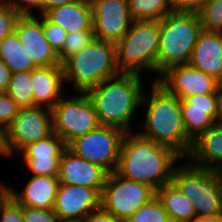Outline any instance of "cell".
<instances>
[{
    "label": "cell",
    "mask_w": 222,
    "mask_h": 222,
    "mask_svg": "<svg viewBox=\"0 0 222 222\" xmlns=\"http://www.w3.org/2000/svg\"><path fill=\"white\" fill-rule=\"evenodd\" d=\"M220 172V178H221V181H222V171H219Z\"/></svg>",
    "instance_id": "f6af8a7d"
},
{
    "label": "cell",
    "mask_w": 222,
    "mask_h": 222,
    "mask_svg": "<svg viewBox=\"0 0 222 222\" xmlns=\"http://www.w3.org/2000/svg\"><path fill=\"white\" fill-rule=\"evenodd\" d=\"M90 4L95 39L116 44L134 22L128 0H90Z\"/></svg>",
    "instance_id": "7c38bea8"
},
{
    "label": "cell",
    "mask_w": 222,
    "mask_h": 222,
    "mask_svg": "<svg viewBox=\"0 0 222 222\" xmlns=\"http://www.w3.org/2000/svg\"><path fill=\"white\" fill-rule=\"evenodd\" d=\"M108 174L101 166L75 155L66 148L61 155L57 178L59 184L93 188L101 195Z\"/></svg>",
    "instance_id": "e0dca14e"
},
{
    "label": "cell",
    "mask_w": 222,
    "mask_h": 222,
    "mask_svg": "<svg viewBox=\"0 0 222 222\" xmlns=\"http://www.w3.org/2000/svg\"><path fill=\"white\" fill-rule=\"evenodd\" d=\"M21 192L6 185V190L21 206L53 209L59 180L57 176L31 175Z\"/></svg>",
    "instance_id": "44dd1931"
},
{
    "label": "cell",
    "mask_w": 222,
    "mask_h": 222,
    "mask_svg": "<svg viewBox=\"0 0 222 222\" xmlns=\"http://www.w3.org/2000/svg\"><path fill=\"white\" fill-rule=\"evenodd\" d=\"M2 2L20 16L43 15V5L45 4V0H2Z\"/></svg>",
    "instance_id": "d6a6232c"
},
{
    "label": "cell",
    "mask_w": 222,
    "mask_h": 222,
    "mask_svg": "<svg viewBox=\"0 0 222 222\" xmlns=\"http://www.w3.org/2000/svg\"><path fill=\"white\" fill-rule=\"evenodd\" d=\"M44 16L52 23L63 27L67 34L75 31H93L90 0H76L52 8Z\"/></svg>",
    "instance_id": "603a6c76"
},
{
    "label": "cell",
    "mask_w": 222,
    "mask_h": 222,
    "mask_svg": "<svg viewBox=\"0 0 222 222\" xmlns=\"http://www.w3.org/2000/svg\"><path fill=\"white\" fill-rule=\"evenodd\" d=\"M186 159L194 166L222 171V123L216 122L194 139Z\"/></svg>",
    "instance_id": "7402d4cb"
},
{
    "label": "cell",
    "mask_w": 222,
    "mask_h": 222,
    "mask_svg": "<svg viewBox=\"0 0 222 222\" xmlns=\"http://www.w3.org/2000/svg\"><path fill=\"white\" fill-rule=\"evenodd\" d=\"M125 131L111 126H99L71 141L67 148L75 155L101 166L109 174L117 170L121 143Z\"/></svg>",
    "instance_id": "30bf717a"
},
{
    "label": "cell",
    "mask_w": 222,
    "mask_h": 222,
    "mask_svg": "<svg viewBox=\"0 0 222 222\" xmlns=\"http://www.w3.org/2000/svg\"><path fill=\"white\" fill-rule=\"evenodd\" d=\"M126 222H172L161 201L155 196L143 204Z\"/></svg>",
    "instance_id": "f1b7e54d"
},
{
    "label": "cell",
    "mask_w": 222,
    "mask_h": 222,
    "mask_svg": "<svg viewBox=\"0 0 222 222\" xmlns=\"http://www.w3.org/2000/svg\"><path fill=\"white\" fill-rule=\"evenodd\" d=\"M188 64L222 83V32L203 30Z\"/></svg>",
    "instance_id": "ffe728a7"
},
{
    "label": "cell",
    "mask_w": 222,
    "mask_h": 222,
    "mask_svg": "<svg viewBox=\"0 0 222 222\" xmlns=\"http://www.w3.org/2000/svg\"><path fill=\"white\" fill-rule=\"evenodd\" d=\"M115 46L116 63L121 73L143 76L154 73L156 75L149 79L157 81L159 21H134Z\"/></svg>",
    "instance_id": "8992f818"
},
{
    "label": "cell",
    "mask_w": 222,
    "mask_h": 222,
    "mask_svg": "<svg viewBox=\"0 0 222 222\" xmlns=\"http://www.w3.org/2000/svg\"><path fill=\"white\" fill-rule=\"evenodd\" d=\"M20 108L6 92H0V127L4 131L9 127Z\"/></svg>",
    "instance_id": "836d02e7"
},
{
    "label": "cell",
    "mask_w": 222,
    "mask_h": 222,
    "mask_svg": "<svg viewBox=\"0 0 222 222\" xmlns=\"http://www.w3.org/2000/svg\"><path fill=\"white\" fill-rule=\"evenodd\" d=\"M183 160L175 166L170 182L189 198L196 218L222 214L220 172L194 166L186 158Z\"/></svg>",
    "instance_id": "52a82bcc"
},
{
    "label": "cell",
    "mask_w": 222,
    "mask_h": 222,
    "mask_svg": "<svg viewBox=\"0 0 222 222\" xmlns=\"http://www.w3.org/2000/svg\"><path fill=\"white\" fill-rule=\"evenodd\" d=\"M156 196L172 222H192L196 218L189 198L180 193L171 182L157 190Z\"/></svg>",
    "instance_id": "cb8c5ba5"
},
{
    "label": "cell",
    "mask_w": 222,
    "mask_h": 222,
    "mask_svg": "<svg viewBox=\"0 0 222 222\" xmlns=\"http://www.w3.org/2000/svg\"><path fill=\"white\" fill-rule=\"evenodd\" d=\"M156 82L179 100L192 95L216 94L219 85L216 79L188 63L169 67Z\"/></svg>",
    "instance_id": "4fadbf2b"
},
{
    "label": "cell",
    "mask_w": 222,
    "mask_h": 222,
    "mask_svg": "<svg viewBox=\"0 0 222 222\" xmlns=\"http://www.w3.org/2000/svg\"><path fill=\"white\" fill-rule=\"evenodd\" d=\"M0 156L5 157V131L0 127Z\"/></svg>",
    "instance_id": "7bdbcfd3"
},
{
    "label": "cell",
    "mask_w": 222,
    "mask_h": 222,
    "mask_svg": "<svg viewBox=\"0 0 222 222\" xmlns=\"http://www.w3.org/2000/svg\"><path fill=\"white\" fill-rule=\"evenodd\" d=\"M134 21H160L172 13L169 0H128Z\"/></svg>",
    "instance_id": "484cf974"
},
{
    "label": "cell",
    "mask_w": 222,
    "mask_h": 222,
    "mask_svg": "<svg viewBox=\"0 0 222 222\" xmlns=\"http://www.w3.org/2000/svg\"><path fill=\"white\" fill-rule=\"evenodd\" d=\"M68 93L72 94L71 91H68L51 109L53 132L66 145L100 126L88 95L74 92L68 96Z\"/></svg>",
    "instance_id": "ba28073f"
},
{
    "label": "cell",
    "mask_w": 222,
    "mask_h": 222,
    "mask_svg": "<svg viewBox=\"0 0 222 222\" xmlns=\"http://www.w3.org/2000/svg\"><path fill=\"white\" fill-rule=\"evenodd\" d=\"M156 196V191L145 184L108 174L100 196V206L118 221L126 222L143 204Z\"/></svg>",
    "instance_id": "9c48e42d"
},
{
    "label": "cell",
    "mask_w": 222,
    "mask_h": 222,
    "mask_svg": "<svg viewBox=\"0 0 222 222\" xmlns=\"http://www.w3.org/2000/svg\"><path fill=\"white\" fill-rule=\"evenodd\" d=\"M76 0H45V4L43 5V15L50 9L62 6L65 4H69Z\"/></svg>",
    "instance_id": "ab89813d"
},
{
    "label": "cell",
    "mask_w": 222,
    "mask_h": 222,
    "mask_svg": "<svg viewBox=\"0 0 222 222\" xmlns=\"http://www.w3.org/2000/svg\"><path fill=\"white\" fill-rule=\"evenodd\" d=\"M67 148L65 142L52 133L45 139L28 144L17 156L22 155V161L30 171V175L57 176L63 151ZM29 170V171H28Z\"/></svg>",
    "instance_id": "9a60e30c"
},
{
    "label": "cell",
    "mask_w": 222,
    "mask_h": 222,
    "mask_svg": "<svg viewBox=\"0 0 222 222\" xmlns=\"http://www.w3.org/2000/svg\"><path fill=\"white\" fill-rule=\"evenodd\" d=\"M11 74V70L0 59V92H6L8 90Z\"/></svg>",
    "instance_id": "f35d334b"
},
{
    "label": "cell",
    "mask_w": 222,
    "mask_h": 222,
    "mask_svg": "<svg viewBox=\"0 0 222 222\" xmlns=\"http://www.w3.org/2000/svg\"><path fill=\"white\" fill-rule=\"evenodd\" d=\"M197 14L204 31L222 32V0H206Z\"/></svg>",
    "instance_id": "83f0119b"
},
{
    "label": "cell",
    "mask_w": 222,
    "mask_h": 222,
    "mask_svg": "<svg viewBox=\"0 0 222 222\" xmlns=\"http://www.w3.org/2000/svg\"><path fill=\"white\" fill-rule=\"evenodd\" d=\"M150 88L145 90L142 104L146 114L144 120L138 121L142 137L155 143L168 146L186 158L192 147L193 141L185 131L180 100L169 94L156 81L151 80Z\"/></svg>",
    "instance_id": "7a4b0ae2"
},
{
    "label": "cell",
    "mask_w": 222,
    "mask_h": 222,
    "mask_svg": "<svg viewBox=\"0 0 222 222\" xmlns=\"http://www.w3.org/2000/svg\"><path fill=\"white\" fill-rule=\"evenodd\" d=\"M0 59L12 73L27 72L38 68L22 46L15 32L7 35L0 42Z\"/></svg>",
    "instance_id": "d4e9b609"
},
{
    "label": "cell",
    "mask_w": 222,
    "mask_h": 222,
    "mask_svg": "<svg viewBox=\"0 0 222 222\" xmlns=\"http://www.w3.org/2000/svg\"><path fill=\"white\" fill-rule=\"evenodd\" d=\"M42 21L43 33L51 47L58 54L66 39L67 32L63 27L49 21L44 15H37Z\"/></svg>",
    "instance_id": "1f68e13d"
},
{
    "label": "cell",
    "mask_w": 222,
    "mask_h": 222,
    "mask_svg": "<svg viewBox=\"0 0 222 222\" xmlns=\"http://www.w3.org/2000/svg\"><path fill=\"white\" fill-rule=\"evenodd\" d=\"M82 222H120L112 214L105 211L101 206L90 212Z\"/></svg>",
    "instance_id": "74e56055"
},
{
    "label": "cell",
    "mask_w": 222,
    "mask_h": 222,
    "mask_svg": "<svg viewBox=\"0 0 222 222\" xmlns=\"http://www.w3.org/2000/svg\"><path fill=\"white\" fill-rule=\"evenodd\" d=\"M202 31L197 13L172 12L159 21L157 80L169 67L189 63Z\"/></svg>",
    "instance_id": "5b68a950"
},
{
    "label": "cell",
    "mask_w": 222,
    "mask_h": 222,
    "mask_svg": "<svg viewBox=\"0 0 222 222\" xmlns=\"http://www.w3.org/2000/svg\"><path fill=\"white\" fill-rule=\"evenodd\" d=\"M14 32L37 67L61 65L58 54L44 36L42 21L37 15L20 16Z\"/></svg>",
    "instance_id": "2e32d148"
},
{
    "label": "cell",
    "mask_w": 222,
    "mask_h": 222,
    "mask_svg": "<svg viewBox=\"0 0 222 222\" xmlns=\"http://www.w3.org/2000/svg\"><path fill=\"white\" fill-rule=\"evenodd\" d=\"M0 222H24L23 206L7 190L0 196Z\"/></svg>",
    "instance_id": "4dcf8cb0"
},
{
    "label": "cell",
    "mask_w": 222,
    "mask_h": 222,
    "mask_svg": "<svg viewBox=\"0 0 222 222\" xmlns=\"http://www.w3.org/2000/svg\"><path fill=\"white\" fill-rule=\"evenodd\" d=\"M187 136L193 141L216 123V94L192 95L180 100Z\"/></svg>",
    "instance_id": "ac0fdd59"
},
{
    "label": "cell",
    "mask_w": 222,
    "mask_h": 222,
    "mask_svg": "<svg viewBox=\"0 0 222 222\" xmlns=\"http://www.w3.org/2000/svg\"><path fill=\"white\" fill-rule=\"evenodd\" d=\"M30 77L34 107H44L51 110L67 93L62 65L38 67L30 71Z\"/></svg>",
    "instance_id": "d6986e66"
},
{
    "label": "cell",
    "mask_w": 222,
    "mask_h": 222,
    "mask_svg": "<svg viewBox=\"0 0 222 222\" xmlns=\"http://www.w3.org/2000/svg\"><path fill=\"white\" fill-rule=\"evenodd\" d=\"M206 0H169L172 12L198 13Z\"/></svg>",
    "instance_id": "8d00e7d4"
},
{
    "label": "cell",
    "mask_w": 222,
    "mask_h": 222,
    "mask_svg": "<svg viewBox=\"0 0 222 222\" xmlns=\"http://www.w3.org/2000/svg\"><path fill=\"white\" fill-rule=\"evenodd\" d=\"M6 93L21 107H34L30 71L12 73Z\"/></svg>",
    "instance_id": "4316f807"
},
{
    "label": "cell",
    "mask_w": 222,
    "mask_h": 222,
    "mask_svg": "<svg viewBox=\"0 0 222 222\" xmlns=\"http://www.w3.org/2000/svg\"><path fill=\"white\" fill-rule=\"evenodd\" d=\"M24 222H60L53 209H36L23 206Z\"/></svg>",
    "instance_id": "d590c367"
},
{
    "label": "cell",
    "mask_w": 222,
    "mask_h": 222,
    "mask_svg": "<svg viewBox=\"0 0 222 222\" xmlns=\"http://www.w3.org/2000/svg\"><path fill=\"white\" fill-rule=\"evenodd\" d=\"M94 39L93 31H75L68 33L62 49L58 53L60 64L62 65L69 57L77 54L81 49L88 46Z\"/></svg>",
    "instance_id": "f546056e"
},
{
    "label": "cell",
    "mask_w": 222,
    "mask_h": 222,
    "mask_svg": "<svg viewBox=\"0 0 222 222\" xmlns=\"http://www.w3.org/2000/svg\"><path fill=\"white\" fill-rule=\"evenodd\" d=\"M183 158L172 148L127 132L121 143L116 172L155 191L170 183L175 166Z\"/></svg>",
    "instance_id": "6da1fadb"
},
{
    "label": "cell",
    "mask_w": 222,
    "mask_h": 222,
    "mask_svg": "<svg viewBox=\"0 0 222 222\" xmlns=\"http://www.w3.org/2000/svg\"><path fill=\"white\" fill-rule=\"evenodd\" d=\"M142 78L134 73H120L85 92L101 126L116 127L126 133L134 131L132 121L137 109L142 108L146 87Z\"/></svg>",
    "instance_id": "3957f363"
},
{
    "label": "cell",
    "mask_w": 222,
    "mask_h": 222,
    "mask_svg": "<svg viewBox=\"0 0 222 222\" xmlns=\"http://www.w3.org/2000/svg\"><path fill=\"white\" fill-rule=\"evenodd\" d=\"M217 114H216V122L222 123V83H219L217 91Z\"/></svg>",
    "instance_id": "60d3db41"
},
{
    "label": "cell",
    "mask_w": 222,
    "mask_h": 222,
    "mask_svg": "<svg viewBox=\"0 0 222 222\" xmlns=\"http://www.w3.org/2000/svg\"><path fill=\"white\" fill-rule=\"evenodd\" d=\"M53 133L52 111L44 107L20 108L5 130V158L17 155L28 144Z\"/></svg>",
    "instance_id": "8fae6325"
},
{
    "label": "cell",
    "mask_w": 222,
    "mask_h": 222,
    "mask_svg": "<svg viewBox=\"0 0 222 222\" xmlns=\"http://www.w3.org/2000/svg\"><path fill=\"white\" fill-rule=\"evenodd\" d=\"M192 222H222V214L195 218Z\"/></svg>",
    "instance_id": "b9f144b4"
},
{
    "label": "cell",
    "mask_w": 222,
    "mask_h": 222,
    "mask_svg": "<svg viewBox=\"0 0 222 222\" xmlns=\"http://www.w3.org/2000/svg\"><path fill=\"white\" fill-rule=\"evenodd\" d=\"M6 191L5 182H0V196Z\"/></svg>",
    "instance_id": "ee69618b"
},
{
    "label": "cell",
    "mask_w": 222,
    "mask_h": 222,
    "mask_svg": "<svg viewBox=\"0 0 222 222\" xmlns=\"http://www.w3.org/2000/svg\"><path fill=\"white\" fill-rule=\"evenodd\" d=\"M20 15L10 6L0 2V42L10 33L14 32Z\"/></svg>",
    "instance_id": "e575fe53"
},
{
    "label": "cell",
    "mask_w": 222,
    "mask_h": 222,
    "mask_svg": "<svg viewBox=\"0 0 222 222\" xmlns=\"http://www.w3.org/2000/svg\"><path fill=\"white\" fill-rule=\"evenodd\" d=\"M67 90L85 93L102 81L119 75L115 44L94 39L63 64Z\"/></svg>",
    "instance_id": "277c9868"
},
{
    "label": "cell",
    "mask_w": 222,
    "mask_h": 222,
    "mask_svg": "<svg viewBox=\"0 0 222 222\" xmlns=\"http://www.w3.org/2000/svg\"><path fill=\"white\" fill-rule=\"evenodd\" d=\"M100 196L93 188L59 184L53 211L60 222H80L100 207Z\"/></svg>",
    "instance_id": "5bb4252c"
}]
</instances>
